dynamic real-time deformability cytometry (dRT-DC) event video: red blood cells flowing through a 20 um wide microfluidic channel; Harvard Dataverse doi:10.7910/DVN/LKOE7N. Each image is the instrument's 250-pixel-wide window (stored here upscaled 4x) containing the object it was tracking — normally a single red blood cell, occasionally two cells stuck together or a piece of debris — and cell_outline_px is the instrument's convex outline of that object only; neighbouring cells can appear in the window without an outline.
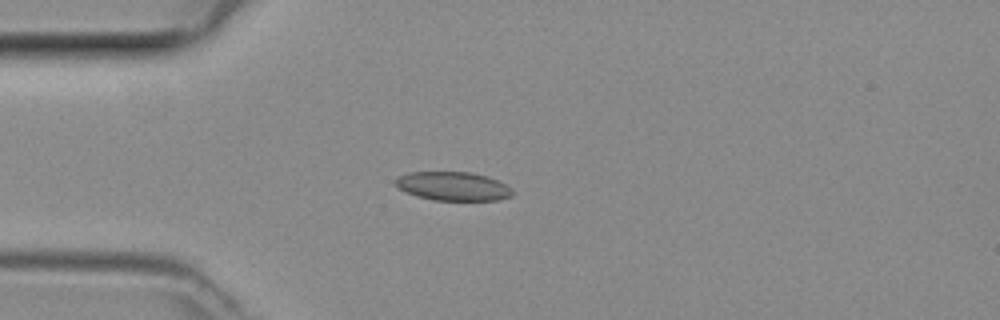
{"species": "common noctule bat (a hibernating species)", "species_latin": "Nyctalus noctula", "temperature_condition": "room temperature", "stored_images_in_passage": 47, "camera_frame_rate_fps": 3000, "um_per_image_px": 0.085, "animal": {"sex": "female", "body_mass_g": 29.2, "forearm_length_mm": 56.3}, "frame": {"image": 1, "passage_image": 12, "time_ms": 3.667, "image_size_px": [1000, 320], "cell_outline_px": [[512, 196], [500, 200], [432, 200], [416, 196], [400, 188], [392, 180], [396, 176], [408, 172], [468, 172], [488, 176], [512, 188]], "centroid_in_image_um": [38.48, 15.82], "position_along_channel_um": 46.5, "area_um2": 19.65}}
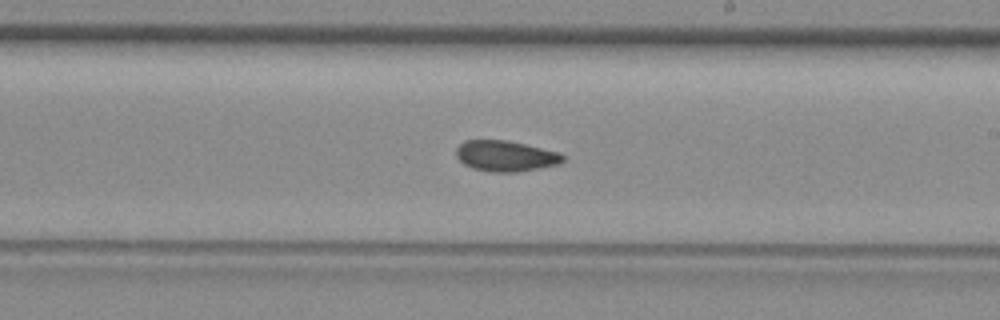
{"frame": {"image": 2, "passage_image": 27, "time_ms": 8.667, "image_size_px": [1000, 320], "cell_outline_px": [[564, 160], [560, 164], [540, 168], [516, 172], [492, 172], [472, 168], [464, 164], [456, 156], [456, 148], [464, 140], [504, 140], [524, 144], [560, 152], [564, 156]], "centroid_in_image_um": [42.98, 13.26], "position_along_channel_um": 246.0, "area_um2": 19.13}}
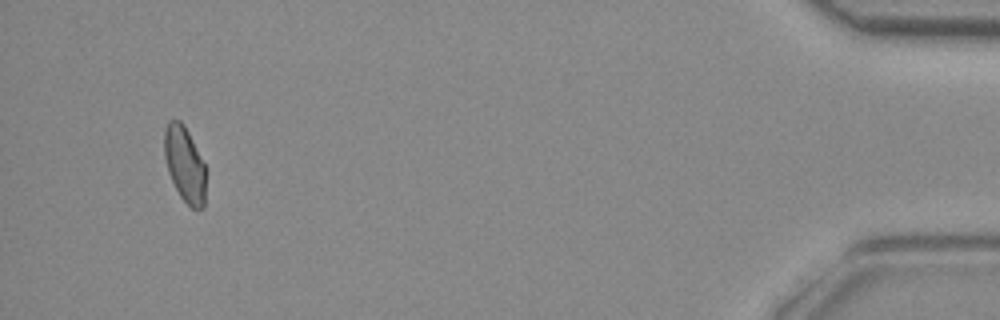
{"frame": {"image": 3, "passage_image": 45, "time_ms": 14.667, "image_size_px": [1000, 320], "cell_outline_px": [[204, 208], [192, 208], [180, 196], [168, 172], [164, 156], [164, 132], [168, 120], [180, 120], [184, 124], [204, 164]], "centroid_in_image_um": [15.66, 13.93], "position_along_channel_um": 419.5, "area_um2": 17.86}}